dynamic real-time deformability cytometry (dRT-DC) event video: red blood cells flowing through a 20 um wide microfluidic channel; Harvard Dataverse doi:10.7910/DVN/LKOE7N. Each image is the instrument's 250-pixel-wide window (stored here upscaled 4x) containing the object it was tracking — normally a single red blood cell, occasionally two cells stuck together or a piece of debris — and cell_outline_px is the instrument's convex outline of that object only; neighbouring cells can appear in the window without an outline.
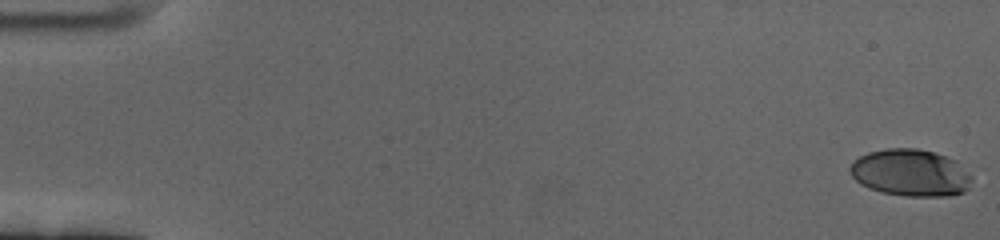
{"species": "human", "species_latin": "Homo sapiens", "temperature_condition": "cold", "stored_images_in_passage": 61, "camera_frame_rate_fps": 3000, "um_per_image_px": 0.085, "donor": {"sex": "female"}, "frame": {"image": 1, "passage_image": 1, "time_ms": 0.0, "image_size_px": [1000, 240], "cell_outline_px": [[972, 180], [968, 188], [964, 192], [948, 196], [908, 196], [884, 192], [868, 188], [860, 184], [852, 176], [848, 168], [860, 156], [868, 152], [888, 148], [916, 148], [932, 152], [956, 160], [972, 176]], "centroid_in_image_um": [77.4, 14.69], "position_along_channel_um": 7.6, "area_um2": 33.23}}
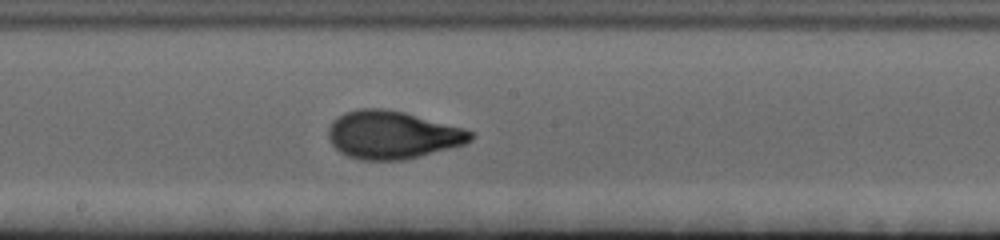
{"frame": {"image": 2, "passage_image": 34, "time_ms": 11.0, "image_size_px": [1000, 240], "cell_outline_px": [[472, 140], [464, 144], [404, 160], [364, 160], [348, 156], [340, 152], [332, 144], [328, 136], [328, 128], [332, 120], [336, 116], [344, 112], [360, 108], [384, 108], [404, 112], [464, 128], [472, 132]], "centroid_in_image_um": [33.31, 11.45], "position_along_channel_um": 214.9, "area_um2": 39.65}}
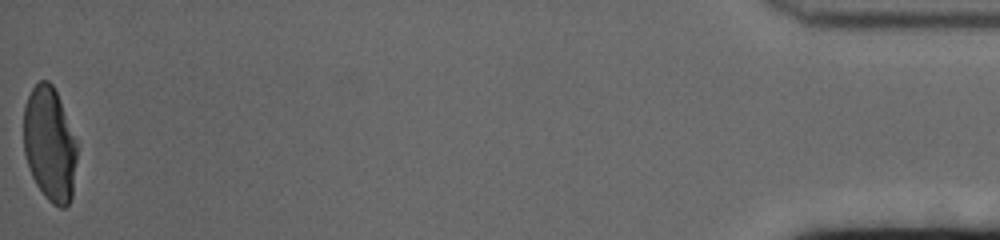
{"frame": {"image": 3, "passage_image": 61, "time_ms": 20.0, "image_size_px": [1000, 240], "cell_outline_px": [[76, 160], [72, 196], [68, 204], [64, 208], [60, 208], [52, 204], [44, 196], [36, 184], [32, 176], [24, 152], [24, 108], [28, 96], [32, 88], [40, 80], [48, 80], [52, 84], [60, 100], [76, 144]], "centroid_in_image_um": [4.21, 12.28], "position_along_channel_um": 431.0, "area_um2": 35.14}, "authors_computed_cell_mechanics": {"area_um2": 37.3388, "velocity_mm_per_s": 3.4025, "shape_relaxation_time_tau1_ms": 5.2356, "shape_relaxation_time_tau2_ms": null, "deformation_change_tau1": 0.2155, "deformation_change_tau2": null}}